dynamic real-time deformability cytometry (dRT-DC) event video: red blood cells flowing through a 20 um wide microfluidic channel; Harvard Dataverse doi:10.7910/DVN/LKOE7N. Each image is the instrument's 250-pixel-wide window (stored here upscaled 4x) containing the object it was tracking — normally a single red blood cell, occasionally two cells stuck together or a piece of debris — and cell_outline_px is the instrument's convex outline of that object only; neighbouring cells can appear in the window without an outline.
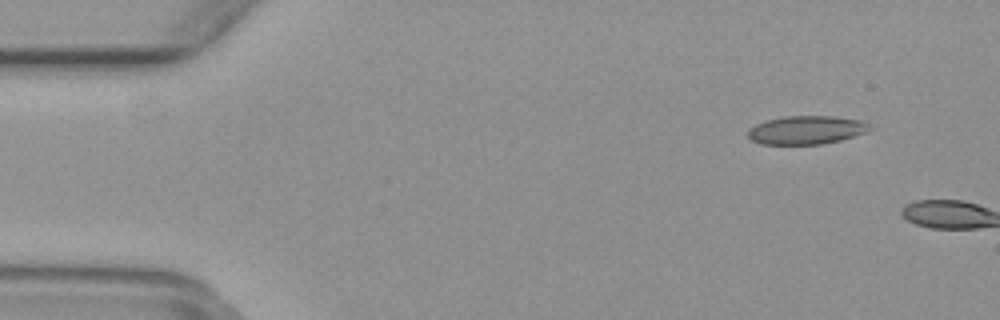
{"species": "common noctule bat (a hibernating species)", "species_latin": "Nyctalus noctula", "temperature_condition": "warm", "stored_images_in_passage": 7, "camera_frame_rate_fps": 3000, "um_per_image_px": 0.085, "animal": {"sex": "female", "body_mass_g": 29.2, "forearm_length_mm": 56.3}, "frame": {"image": 1, "passage_image": 5, "time_ms": 1.333, "image_size_px": [1000, 320], "cell_outline_px": [[872, 128], [864, 132], [840, 140], [820, 144], [760, 144], [752, 140], [748, 136], [748, 128], [764, 120], [784, 116], [832, 116], [864, 120], [872, 124]], "centroid_in_image_um": [68.53, 11.03], "position_along_channel_um": 16.5, "area_um2": 20.29}}